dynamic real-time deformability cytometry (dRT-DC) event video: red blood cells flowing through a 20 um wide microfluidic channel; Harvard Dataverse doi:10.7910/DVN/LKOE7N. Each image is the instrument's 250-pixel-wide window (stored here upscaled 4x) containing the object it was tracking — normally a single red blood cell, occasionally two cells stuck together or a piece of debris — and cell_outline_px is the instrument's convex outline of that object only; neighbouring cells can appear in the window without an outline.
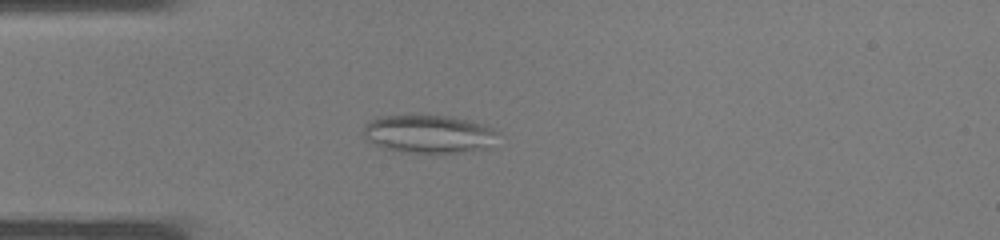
{"species": "common noctule bat (a hibernating species)", "species_latin": "Nyctalus noctula", "temperature_condition": "warm", "stored_images_in_passage": 31, "camera_frame_rate_fps": 3000, "um_per_image_px": 0.085, "animal": {"sex": "male", "body_mass_g": 19.0, "forearm_length_mm": 50.8}, "frame": {"image": 1, "passage_image": 4, "time_ms": 1.0, "image_size_px": [1000, 240], "cell_outline_px": [[500, 132], [492, 148], [464, 152], [404, 152], [384, 148], [368, 140], [364, 136], [364, 124], [380, 116], [452, 116], [484, 124]], "centroid_in_image_um": [36.53, 11.39], "position_along_channel_um": 48.5, "area_um2": 29.88}}
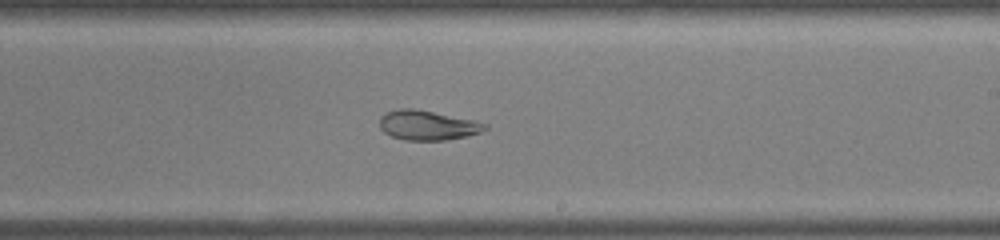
{"frame": {"image": 2, "passage_image": 16, "time_ms": 5.0, "image_size_px": [1000, 240], "cell_outline_px": [[488, 128], [480, 132], [468, 136], [448, 140], [404, 140], [392, 136], [384, 132], [380, 128], [380, 116], [388, 112], [400, 108], [412, 108], [472, 120], [488, 124]], "centroid_in_image_um": [36.34, 10.66], "position_along_channel_um": 252.7, "area_um2": 18.03}}
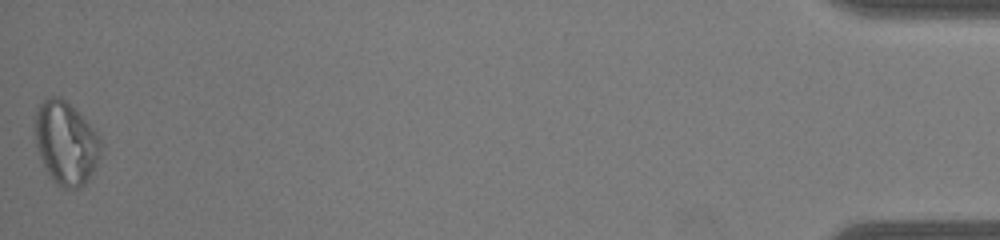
{"frame": {"image": 3, "passage_image": 31, "time_ms": 10.0, "image_size_px": [1000, 240], "cell_outline_px": [[100, 148], [96, 164], [92, 172], [84, 184], [80, 188], [60, 188], [56, 184], [48, 172], [40, 156], [36, 144], [36, 112], [40, 104], [44, 100], [52, 96], [60, 96], [100, 136]], "centroid_in_image_um": [5.59, 12.18], "position_along_channel_um": 429.6, "area_um2": 30.87}}